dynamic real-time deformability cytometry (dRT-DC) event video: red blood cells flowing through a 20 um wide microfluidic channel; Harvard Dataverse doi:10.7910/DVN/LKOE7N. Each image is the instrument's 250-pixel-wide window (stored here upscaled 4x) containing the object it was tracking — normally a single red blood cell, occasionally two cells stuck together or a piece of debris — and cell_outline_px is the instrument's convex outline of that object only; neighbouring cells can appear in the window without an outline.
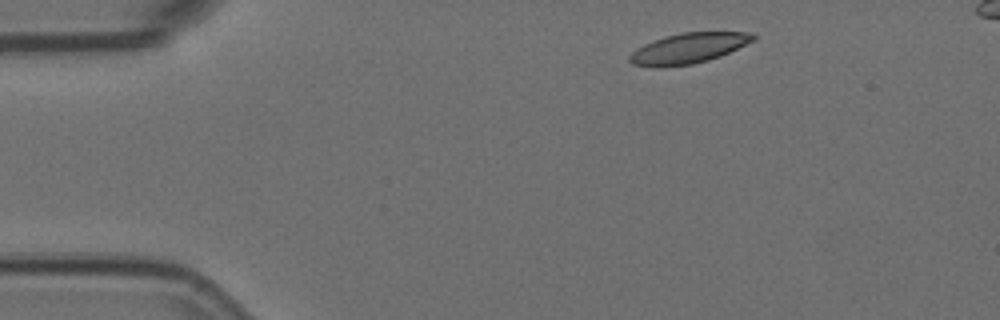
{"species": "Egyptian fruit bat (a non-hibernating species)", "species_latin": "Rousettus aegyptiacus", "temperature_condition": "room temperature", "stored_images_in_passage": 14, "segment_of_instrument_passage": [1, 2], "camera_frame_rate_fps": 3000, "um_per_image_px": 0.085, "animal": {"sex": "female"}, "frame": {"image": 1, "passage_image": 1, "time_ms": 0.0, "image_size_px": [1000, 320], "cell_outline_px": [[756, 40], [720, 56], [708, 60], [692, 64], [660, 68], [632, 64], [628, 60], [628, 56], [636, 48], [652, 40], [664, 36], [684, 32], [752, 32], [756, 36]], "centroid_in_image_um": [58.5, 4.1], "position_along_channel_um": 26.5, "area_um2": 22.08}}
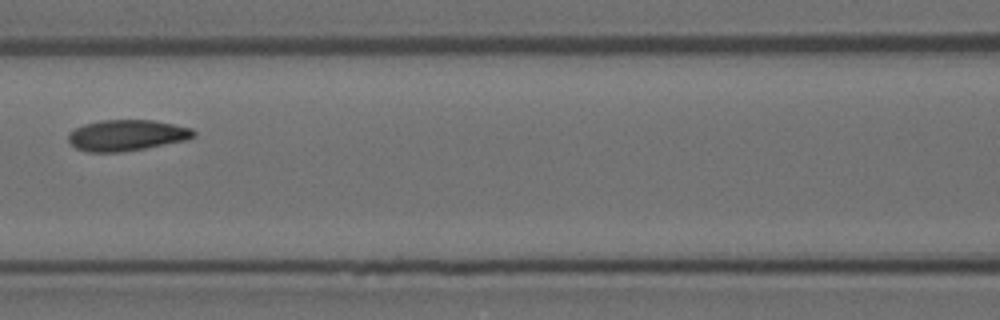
{"frame": {"image": 2, "passage_image": 5, "time_ms": 1.333, "image_size_px": [1000, 320], "cell_outline_px": [[196, 136], [184, 140], [144, 148], [120, 152], [88, 152], [76, 148], [68, 140], [68, 132], [84, 124], [100, 120], [152, 120], [192, 128], [196, 132]], "centroid_in_image_um": [10.74, 11.49], "position_along_channel_um": 155.9, "area_um2": 22.48}}
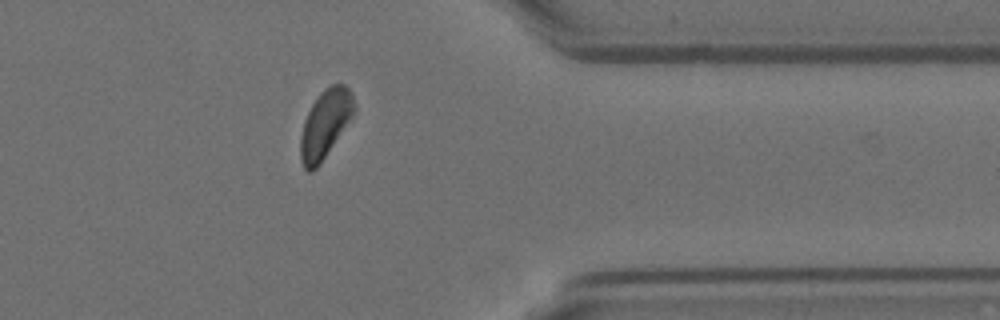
{"frame": {"image": 3, "passage_image": 11, "time_ms": 3.333, "image_size_px": [1000, 320], "cell_outline_px": [[356, 108], [352, 116], [320, 164], [312, 172], [308, 172], [304, 168], [300, 160], [300, 136], [304, 120], [312, 104], [320, 92], [324, 88], [332, 84], [344, 84], [352, 92]], "centroid_in_image_um": [27.63, 10.53], "position_along_channel_um": 383.8, "area_um2": 21.27}}